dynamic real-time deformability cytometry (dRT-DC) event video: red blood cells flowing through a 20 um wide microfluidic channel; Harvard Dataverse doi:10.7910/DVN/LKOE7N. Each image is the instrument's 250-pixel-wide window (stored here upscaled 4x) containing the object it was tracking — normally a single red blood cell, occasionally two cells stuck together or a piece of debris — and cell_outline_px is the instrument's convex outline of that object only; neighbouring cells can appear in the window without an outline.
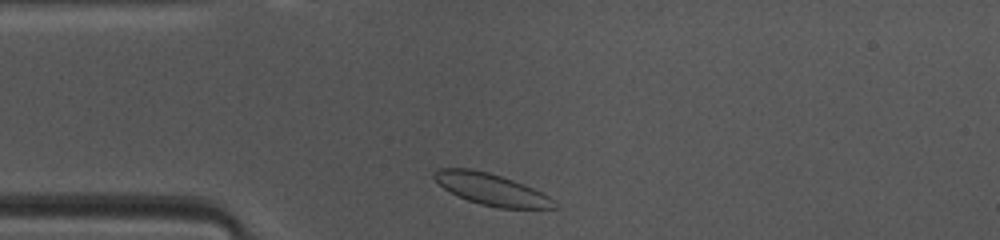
{"species": "common noctule bat (a hibernating species)", "species_latin": "Nyctalus noctula", "temperature_condition": "warm", "stored_images_in_passage": 39, "camera_frame_rate_fps": 3000, "um_per_image_px": 0.085, "animal": {"sex": "female", "body_mass_g": 10.0, "forearm_length_mm": 53.1}, "frame": {"image": 1, "passage_image": 2, "time_ms": 0.333, "image_size_px": [1000, 240], "cell_outline_px": [[556, 208], [500, 208], [480, 204], [468, 200], [444, 188], [432, 176], [432, 172], [436, 168], [472, 168], [488, 172], [512, 180], [532, 188], [556, 200]], "centroid_in_image_um": [41.74, 16.08], "position_along_channel_um": 43.3, "area_um2": 21.85}}
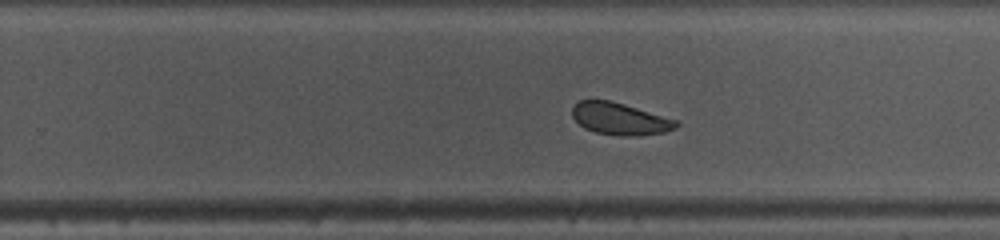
{"frame": {"image": 2, "passage_image": 20, "time_ms": 6.333, "image_size_px": [1000, 240], "cell_outline_px": [[680, 124], [676, 128], [664, 132], [640, 136], [616, 136], [596, 132], [584, 128], [572, 116], [572, 108], [580, 100], [608, 100], [624, 104], [680, 120]], "centroid_in_image_um": [52.75, 10.11], "position_along_channel_um": 277.1, "area_um2": 19.59}}
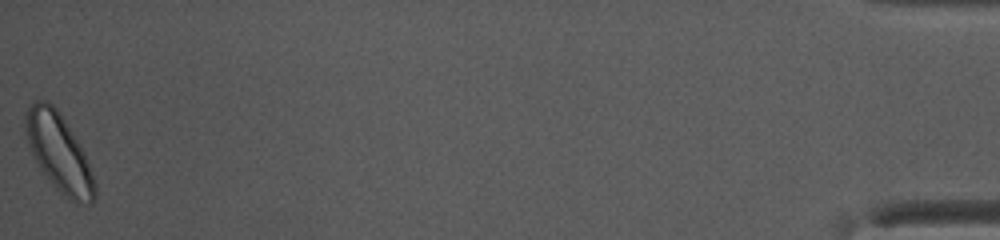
{"frame": {"image": 3, "passage_image": 39, "time_ms": 12.667, "image_size_px": [1000, 240], "cell_outline_px": [[96, 196], [92, 204], [76, 204], [68, 200], [56, 188], [44, 172], [36, 160], [28, 144], [24, 128], [24, 112], [32, 100], [48, 100], [56, 108], [80, 144], [84, 152], [96, 184]], "centroid_in_image_um": [5.01, 12.97], "position_along_channel_um": 430.2, "area_um2": 31.39}, "authors_computed_cell_mechanics": {"area_um2": 21.0392, "velocity_mm_per_s": 4.0817, "shape_relaxation_time_tau1_ms": 1.9624, "shape_relaxation_time_tau2_ms": null, "deformation_change_tau1": 0.0772, "deformation_change_tau2": null}}